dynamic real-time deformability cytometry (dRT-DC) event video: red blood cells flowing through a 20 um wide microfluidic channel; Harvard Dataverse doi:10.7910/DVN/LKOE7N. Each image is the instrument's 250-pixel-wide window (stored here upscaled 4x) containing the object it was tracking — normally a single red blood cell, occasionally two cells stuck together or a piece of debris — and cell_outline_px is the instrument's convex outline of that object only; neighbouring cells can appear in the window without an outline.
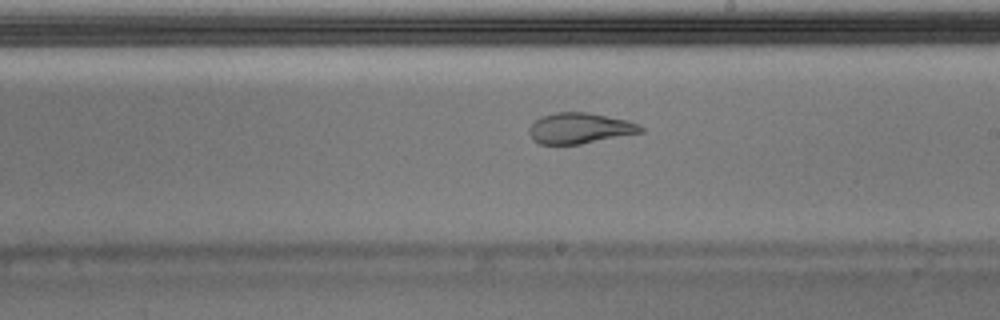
{"species": "Egyptian fruit bat (a non-hibernating species)", "species_latin": "Rousettus aegyptiacus", "temperature_condition": "warm", "stored_images_in_passage": 40, "camera_frame_rate_fps": 3000, "um_per_image_px": 0.085, "animal": {"sex": "male"}, "frame": {"image": 1, "passage_image": 23, "time_ms": 7.333, "image_size_px": [1000, 320], "cell_outline_px": [[644, 132], [580, 144], [540, 144], [532, 140], [528, 132], [528, 128], [540, 116], [556, 112], [588, 112], [628, 120], [640, 124], [644, 128]], "centroid_in_image_um": [49.28, 10.89], "position_along_channel_um": 239.7, "area_um2": 20.17}}
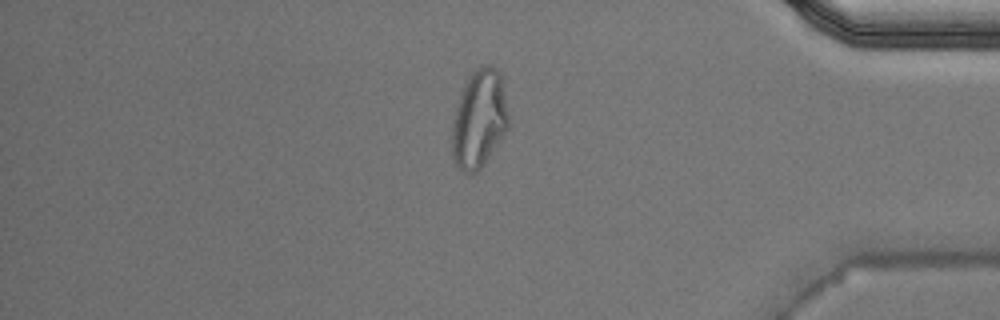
{"frame": {"image": 2, "passage_image": 34, "time_ms": 11.0, "image_size_px": [1000, 320], "cell_outline_px": [[508, 128], [484, 164], [476, 172], [464, 172], [452, 160], [452, 120], [456, 104], [468, 76], [480, 64], [492, 64], [500, 72], [508, 112]], "centroid_in_image_um": [40.71, 10.07], "position_along_channel_um": 394.5, "area_um2": 32.43}}
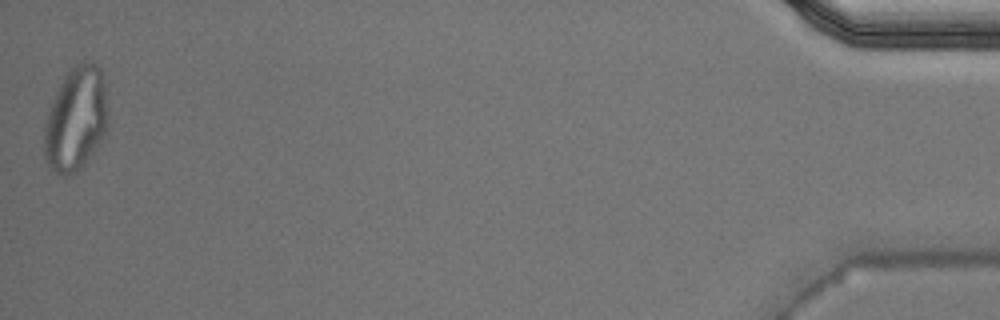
{"frame": {"image": 3, "passage_image": 40, "time_ms": 13.0, "image_size_px": [1000, 320], "cell_outline_px": [[108, 128], [104, 136], [84, 164], [80, 168], [68, 176], [64, 176], [48, 168], [44, 160], [44, 128], [48, 108], [60, 84], [68, 72], [76, 64], [96, 64], [100, 68], [104, 76], [108, 116]], "centroid_in_image_um": [6.44, 10.16], "position_along_channel_um": 428.8, "area_um2": 38.73}}